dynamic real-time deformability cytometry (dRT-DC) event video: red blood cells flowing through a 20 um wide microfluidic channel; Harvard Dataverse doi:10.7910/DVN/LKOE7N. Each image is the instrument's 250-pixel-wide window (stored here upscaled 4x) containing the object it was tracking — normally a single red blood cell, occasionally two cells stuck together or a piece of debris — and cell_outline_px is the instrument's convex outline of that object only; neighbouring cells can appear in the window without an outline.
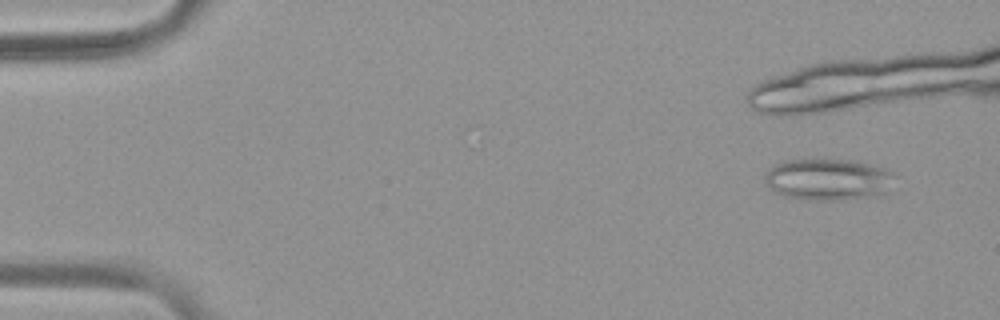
{"species": "common noctule bat (a hibernating species)", "species_latin": "Nyctalus noctula", "temperature_condition": "warm", "stored_images_in_passage": 12, "camera_frame_rate_fps": 3000, "um_per_image_px": 0.085, "animal": {"sex": "female", "body_mass_g": 19.9}, "frame": {"image": 1, "passage_image": 3, "time_ms": 0.667, "image_size_px": [1000, 320], "cell_outline_px": [[896, 176], [884, 196], [844, 200], [808, 200], [784, 196], [772, 192], [764, 180], [764, 176], [768, 168], [784, 160], [856, 160], [884, 168], [892, 172]], "centroid_in_image_um": [70.41, 15.27], "position_along_channel_um": 14.6, "area_um2": 32.08}}